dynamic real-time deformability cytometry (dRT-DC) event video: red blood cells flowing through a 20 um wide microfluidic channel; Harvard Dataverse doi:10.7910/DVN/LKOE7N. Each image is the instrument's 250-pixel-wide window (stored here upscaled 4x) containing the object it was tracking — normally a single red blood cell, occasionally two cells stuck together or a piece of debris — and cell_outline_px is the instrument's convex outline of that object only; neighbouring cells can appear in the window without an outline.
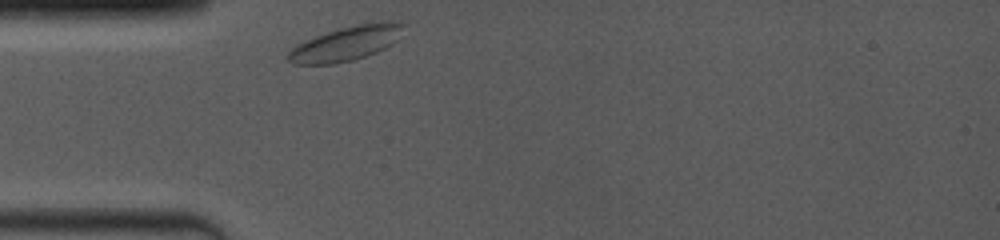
{"species": "common noctule bat (a hibernating species)", "species_latin": "Nyctalus noctula", "temperature_condition": "room temperature", "stored_images_in_passage": 9, "camera_frame_rate_fps": 4000, "um_per_image_px": 0.085, "animal": {"sex": "female", "body_mass_g": 19.0, "forearm_length_mm": 53.3}, "frame": {"image": 1, "passage_image": 1, "time_ms": 0.0, "image_size_px": [1000, 240], "cell_outline_px": [[408, 24], [396, 40], [392, 44], [376, 52], [352, 60], [336, 64], [292, 64], [284, 56], [292, 48], [304, 40], [340, 28], [356, 24], [396, 20]], "centroid_in_image_um": [29.44, 3.68], "position_along_channel_um": 55.6, "area_um2": 23.29}}